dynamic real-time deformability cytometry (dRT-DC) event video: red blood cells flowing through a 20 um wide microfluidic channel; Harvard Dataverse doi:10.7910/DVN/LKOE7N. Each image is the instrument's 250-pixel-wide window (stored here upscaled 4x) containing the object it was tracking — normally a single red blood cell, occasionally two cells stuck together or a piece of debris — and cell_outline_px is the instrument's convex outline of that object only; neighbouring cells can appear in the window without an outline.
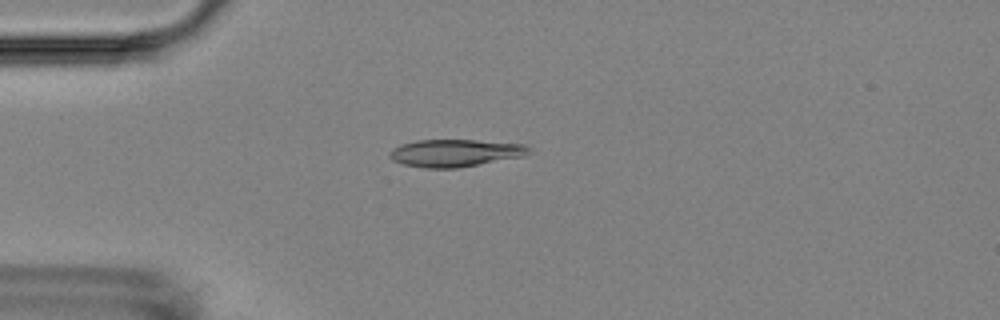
{"species": "Egyptian fruit bat (a non-hibernating species)", "species_latin": "Rousettus aegyptiacus", "temperature_condition": "room temperature", "stored_images_in_passage": 6, "camera_frame_rate_fps": 3000, "um_per_image_px": 0.085, "animal": {"sex": "female"}, "frame": {"image": 1, "passage_image": 4, "time_ms": 3.333, "image_size_px": [1000, 320], "cell_outline_px": [[532, 152], [524, 156], [456, 168], [424, 168], [404, 164], [392, 160], [388, 156], [388, 152], [392, 148], [400, 144], [416, 140], [476, 140], [524, 144], [532, 148]], "centroid_in_image_um": [38.68, 12.99], "position_along_channel_um": 46.3, "area_um2": 22.37}}